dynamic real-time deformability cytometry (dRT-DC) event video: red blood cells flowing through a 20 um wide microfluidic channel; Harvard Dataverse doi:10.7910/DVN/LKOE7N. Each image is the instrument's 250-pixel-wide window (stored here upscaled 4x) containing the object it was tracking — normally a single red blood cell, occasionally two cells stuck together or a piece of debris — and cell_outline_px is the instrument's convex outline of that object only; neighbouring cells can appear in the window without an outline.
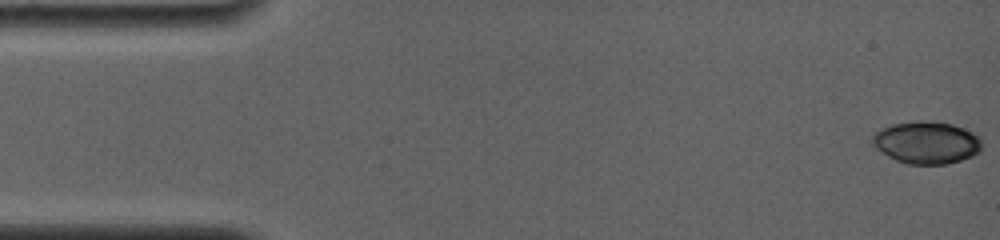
{"species": "common noctule bat (a hibernating species)", "species_latin": "Nyctalus noctula", "temperature_condition": "room temperature", "stored_images_in_passage": 42, "camera_frame_rate_fps": 4000, "um_per_image_px": 0.085, "animal": {"sex": "female", "body_mass_g": 19.0, "forearm_length_mm": 56.7}, "frame": {"image": 1, "passage_image": 1, "time_ms": 0.0, "image_size_px": [1000, 240], "cell_outline_px": [[980, 152], [972, 156], [948, 164], [908, 164], [896, 160], [888, 156], [876, 148], [872, 144], [872, 136], [880, 128], [892, 124], [920, 120], [952, 124], [972, 132], [980, 140]], "centroid_in_image_um": [78.72, 12.12], "position_along_channel_um": 6.3, "area_um2": 26.82}}
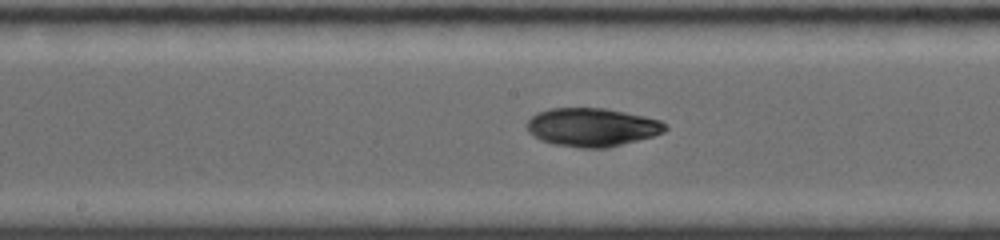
{"frame": {"image": 2, "passage_image": 24, "time_ms": 8.25, "image_size_px": [1000, 240], "cell_outline_px": [[668, 128], [664, 132], [652, 136], [608, 148], [580, 148], [556, 144], [540, 140], [528, 132], [528, 120], [536, 112], [552, 108], [608, 108], [644, 116], [660, 120], [668, 124]], "centroid_in_image_um": [50.34, 10.81], "position_along_channel_um": 197.9, "area_um2": 31.04}}
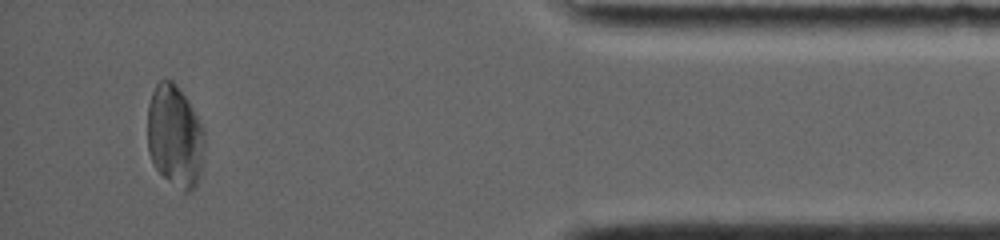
{"frame": {"image": 3, "passage_image": 42, "time_ms": 15.0, "image_size_px": [1000, 240], "cell_outline_px": [[204, 144], [200, 172], [196, 184], [188, 192], [184, 192], [164, 176], [152, 164], [148, 152], [148, 104], [152, 92], [156, 84], [160, 80], [172, 80], [176, 84], [192, 108], [204, 132]], "centroid_in_image_um": [14.84, 11.56], "position_along_channel_um": 420.4, "area_um2": 33.47}}